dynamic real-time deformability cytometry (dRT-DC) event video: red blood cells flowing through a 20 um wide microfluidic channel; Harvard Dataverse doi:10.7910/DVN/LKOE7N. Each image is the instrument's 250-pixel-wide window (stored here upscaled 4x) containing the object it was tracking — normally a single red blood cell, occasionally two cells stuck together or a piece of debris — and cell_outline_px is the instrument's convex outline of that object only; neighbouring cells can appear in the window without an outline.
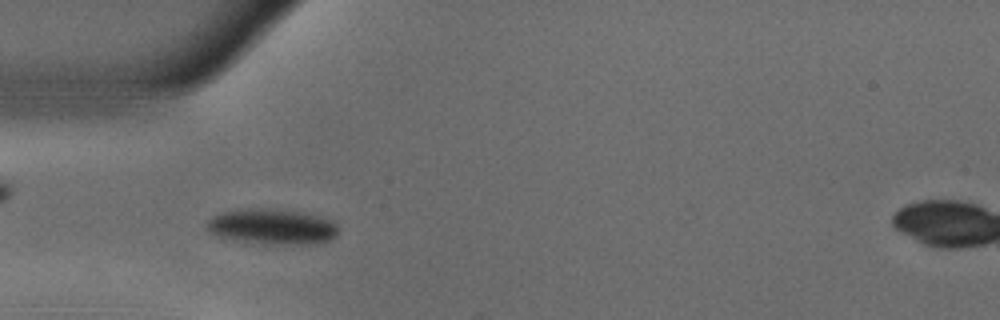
{"species": "common noctule bat (a hibernating species)", "species_latin": "Nyctalus noctula", "temperature_condition": "warm", "stored_images_in_passage": 54, "camera_frame_rate_fps": 3000, "um_per_image_px": 0.085, "animal": {"sex": "male", "body_mass_g": 18.8}, "frame": {"image": 1, "passage_image": 16, "time_ms": 5.0, "image_size_px": [1000, 320], "cell_outline_px": [[340, 228], [336, 236], [332, 240], [320, 244], [276, 244], [232, 240], [208, 232], [204, 228], [204, 224], [212, 216], [220, 212], [244, 208], [276, 208], [304, 212], [336, 220]], "centroid_in_image_um": [23.18, 19.25], "position_along_channel_um": 61.8, "area_um2": 28.15}}
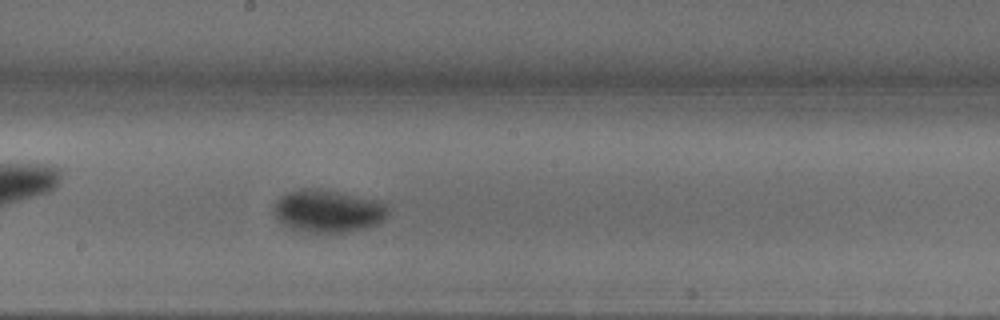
{"frame": {"image": 2, "passage_image": 29, "time_ms": 9.333, "image_size_px": [1000, 320], "cell_outline_px": [[388, 216], [380, 224], [332, 236], [296, 232], [288, 228], [272, 212], [272, 208], [276, 200], [280, 196], [288, 192], [300, 188], [320, 188], [380, 200], [388, 204]], "centroid_in_image_um": [27.88, 17.98], "position_along_channel_um": 220.3, "area_um2": 29.82}}
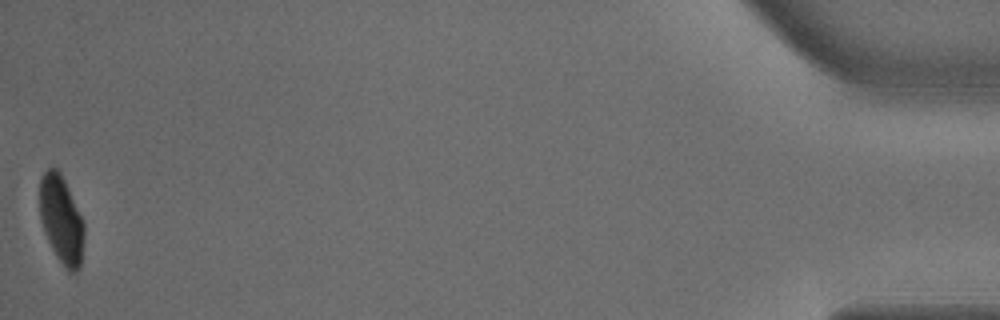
{"frame": {"image": 3, "passage_image": 54, "time_ms": 17.667, "image_size_px": [1000, 320], "cell_outline_px": [[84, 240], [80, 268], [76, 272], [68, 272], [64, 268], [56, 256], [44, 232], [40, 220], [40, 180], [44, 172], [48, 168], [56, 168], [60, 172], [68, 188], [84, 224]], "centroid_in_image_um": [5.21, 18.72], "position_along_channel_um": 430.0, "area_um2": 22.66}, "authors_computed_cell_mechanics": {"area_um2": 26.01, "velocity_mm_per_s": 3.673, "shape_relaxation_time_tau1_ms": 4.7757, "shape_relaxation_time_tau2_ms": null, "deformation_change_tau1": 0.1857, "deformation_change_tau2": null}}